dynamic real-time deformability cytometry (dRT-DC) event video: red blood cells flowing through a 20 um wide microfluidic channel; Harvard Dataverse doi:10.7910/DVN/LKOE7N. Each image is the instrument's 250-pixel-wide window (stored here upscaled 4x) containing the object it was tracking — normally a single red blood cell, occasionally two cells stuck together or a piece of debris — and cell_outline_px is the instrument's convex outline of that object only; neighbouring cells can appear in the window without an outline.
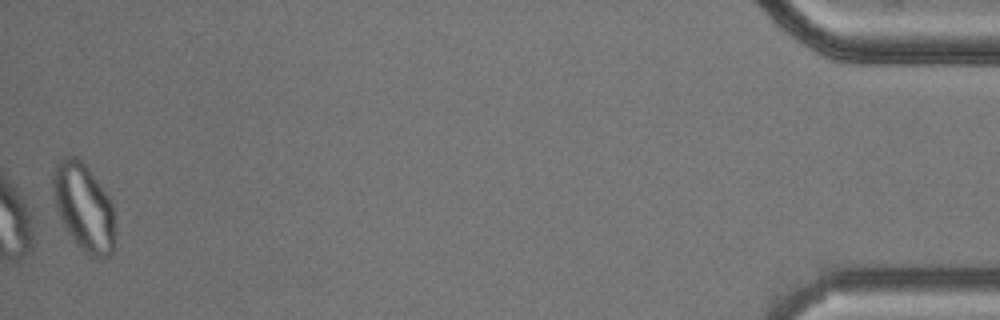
{"species": "common noctule bat (a hibernating species)", "species_latin": "Nyctalus noctula", "temperature_condition": "cold", "stored_images_in_passage": 14, "segment_of_instrument_passage": [2, 2], "camera_frame_rate_fps": 3000, "um_per_image_px": 0.085, "animal": {"sex": "male", "body_mass_g": 20.5, "forearm_length_mm": 52.5}, "frame": {"image": 1, "passage_image": 14, "time_ms": 16.667, "image_size_px": [1000, 320], "cell_outline_px": [[112, 252], [108, 256], [100, 260], [88, 256], [76, 244], [68, 232], [60, 216], [56, 204], [52, 188], [52, 176], [56, 164], [64, 156], [76, 156], [84, 160], [108, 196], [112, 204]], "centroid_in_image_um": [7.09, 17.57], "position_along_channel_um": 428.1, "area_um2": 31.27}}